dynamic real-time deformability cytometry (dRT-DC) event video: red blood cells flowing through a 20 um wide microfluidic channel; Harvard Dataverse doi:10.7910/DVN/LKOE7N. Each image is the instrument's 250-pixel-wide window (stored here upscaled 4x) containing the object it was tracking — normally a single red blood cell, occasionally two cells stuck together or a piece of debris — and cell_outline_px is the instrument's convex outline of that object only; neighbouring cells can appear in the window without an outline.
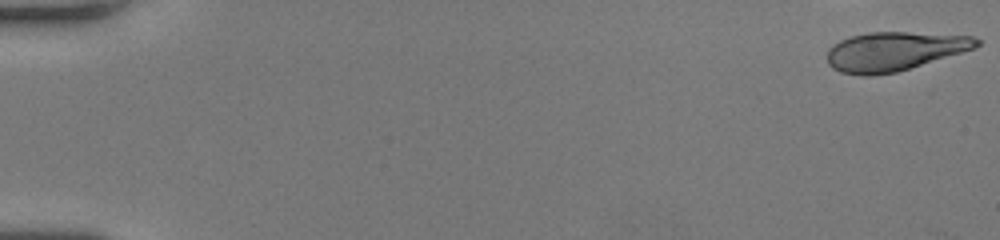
{"species": "human", "species_latin": "Homo sapiens", "temperature_condition": "room temperature", "stored_images_in_passage": 44, "camera_frame_rate_fps": 3000, "um_per_image_px": 0.085, "donor": {"sex": "female"}, "frame": {"image": 1, "passage_image": 1, "time_ms": 0.0, "image_size_px": [1000, 240], "cell_outline_px": [[980, 44], [976, 48], [896, 72], [868, 76], [864, 76], [840, 72], [832, 68], [828, 64], [828, 48], [832, 44], [840, 40], [852, 36], [868, 32], [908, 32], [972, 36], [980, 40]], "centroid_in_image_um": [75.99, 4.36], "position_along_channel_um": 9.0, "area_um2": 33.81}}